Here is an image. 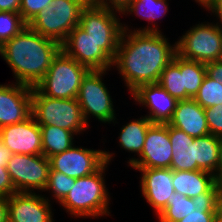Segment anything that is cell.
I'll list each match as a JSON object with an SVG mask.
<instances>
[{"instance_id": "6da1fadb", "label": "cell", "mask_w": 222, "mask_h": 222, "mask_svg": "<svg viewBox=\"0 0 222 222\" xmlns=\"http://www.w3.org/2000/svg\"><path fill=\"white\" fill-rule=\"evenodd\" d=\"M170 39L165 33L123 31L111 75L117 72L129 95L140 85L158 83L177 53L176 38Z\"/></svg>"}, {"instance_id": "7a4b0ae2", "label": "cell", "mask_w": 222, "mask_h": 222, "mask_svg": "<svg viewBox=\"0 0 222 222\" xmlns=\"http://www.w3.org/2000/svg\"><path fill=\"white\" fill-rule=\"evenodd\" d=\"M60 50L58 42L26 26L3 44L2 60L11 68L13 82L36 87Z\"/></svg>"}, {"instance_id": "3957f363", "label": "cell", "mask_w": 222, "mask_h": 222, "mask_svg": "<svg viewBox=\"0 0 222 222\" xmlns=\"http://www.w3.org/2000/svg\"><path fill=\"white\" fill-rule=\"evenodd\" d=\"M109 163H105L95 173L75 179L74 186L65 198L58 204L59 211L67 214L70 220L84 219H106L113 217L111 203L113 195L108 188L106 175L110 168Z\"/></svg>"}, {"instance_id": "277c9868", "label": "cell", "mask_w": 222, "mask_h": 222, "mask_svg": "<svg viewBox=\"0 0 222 222\" xmlns=\"http://www.w3.org/2000/svg\"><path fill=\"white\" fill-rule=\"evenodd\" d=\"M109 72L112 73V70H90L83 78L79 88L76 99L82 110L85 122L90 128L95 127V125L91 126L92 121L100 123L102 128L104 125L106 127L119 115V113H116L120 109L115 107L116 99L113 98L115 96L111 95L115 91L111 92L109 89L112 87H108L109 85L105 82L107 81L106 76H110Z\"/></svg>"}, {"instance_id": "5b68a950", "label": "cell", "mask_w": 222, "mask_h": 222, "mask_svg": "<svg viewBox=\"0 0 222 222\" xmlns=\"http://www.w3.org/2000/svg\"><path fill=\"white\" fill-rule=\"evenodd\" d=\"M31 115L38 125H55L72 131L80 139L92 129L85 122L76 98H50L36 87H32Z\"/></svg>"}, {"instance_id": "8992f818", "label": "cell", "mask_w": 222, "mask_h": 222, "mask_svg": "<svg viewBox=\"0 0 222 222\" xmlns=\"http://www.w3.org/2000/svg\"><path fill=\"white\" fill-rule=\"evenodd\" d=\"M88 3L89 0H53L28 26L61 45L68 34L79 25L82 10Z\"/></svg>"}, {"instance_id": "52a82bcc", "label": "cell", "mask_w": 222, "mask_h": 222, "mask_svg": "<svg viewBox=\"0 0 222 222\" xmlns=\"http://www.w3.org/2000/svg\"><path fill=\"white\" fill-rule=\"evenodd\" d=\"M89 71V68L60 50L52 59L51 66L36 88L50 98H77L82 80Z\"/></svg>"}, {"instance_id": "ba28073f", "label": "cell", "mask_w": 222, "mask_h": 222, "mask_svg": "<svg viewBox=\"0 0 222 222\" xmlns=\"http://www.w3.org/2000/svg\"><path fill=\"white\" fill-rule=\"evenodd\" d=\"M193 24L176 39L177 54L202 63L220 60L221 29L209 17Z\"/></svg>"}, {"instance_id": "9c48e42d", "label": "cell", "mask_w": 222, "mask_h": 222, "mask_svg": "<svg viewBox=\"0 0 222 222\" xmlns=\"http://www.w3.org/2000/svg\"><path fill=\"white\" fill-rule=\"evenodd\" d=\"M121 11L88 3L82 10L79 26L114 60L123 34Z\"/></svg>"}, {"instance_id": "30bf717a", "label": "cell", "mask_w": 222, "mask_h": 222, "mask_svg": "<svg viewBox=\"0 0 222 222\" xmlns=\"http://www.w3.org/2000/svg\"><path fill=\"white\" fill-rule=\"evenodd\" d=\"M79 139L70 149L49 158L50 168L75 179L89 176L98 171L105 163L113 165L117 152L109 148L87 147L81 145ZM78 144V145H77ZM102 147V148H101Z\"/></svg>"}, {"instance_id": "8fae6325", "label": "cell", "mask_w": 222, "mask_h": 222, "mask_svg": "<svg viewBox=\"0 0 222 222\" xmlns=\"http://www.w3.org/2000/svg\"><path fill=\"white\" fill-rule=\"evenodd\" d=\"M6 168L16 192L43 193L50 169V161L43 154H12Z\"/></svg>"}, {"instance_id": "7c38bea8", "label": "cell", "mask_w": 222, "mask_h": 222, "mask_svg": "<svg viewBox=\"0 0 222 222\" xmlns=\"http://www.w3.org/2000/svg\"><path fill=\"white\" fill-rule=\"evenodd\" d=\"M139 172V195L148 204L157 218L166 208L168 198L175 193L172 184L173 170L170 168H130Z\"/></svg>"}, {"instance_id": "4fadbf2b", "label": "cell", "mask_w": 222, "mask_h": 222, "mask_svg": "<svg viewBox=\"0 0 222 222\" xmlns=\"http://www.w3.org/2000/svg\"><path fill=\"white\" fill-rule=\"evenodd\" d=\"M61 50L90 70L112 69L113 60L103 51V43H97L77 25L61 44Z\"/></svg>"}, {"instance_id": "5bb4252c", "label": "cell", "mask_w": 222, "mask_h": 222, "mask_svg": "<svg viewBox=\"0 0 222 222\" xmlns=\"http://www.w3.org/2000/svg\"><path fill=\"white\" fill-rule=\"evenodd\" d=\"M132 104L139 106L152 123L166 124L173 116L178 100L167 93L158 83L140 85L130 97ZM135 102V103H134ZM147 110V111H146Z\"/></svg>"}, {"instance_id": "9a60e30c", "label": "cell", "mask_w": 222, "mask_h": 222, "mask_svg": "<svg viewBox=\"0 0 222 222\" xmlns=\"http://www.w3.org/2000/svg\"><path fill=\"white\" fill-rule=\"evenodd\" d=\"M54 205L42 193L16 192L8 198V222H55Z\"/></svg>"}, {"instance_id": "2e32d148", "label": "cell", "mask_w": 222, "mask_h": 222, "mask_svg": "<svg viewBox=\"0 0 222 222\" xmlns=\"http://www.w3.org/2000/svg\"><path fill=\"white\" fill-rule=\"evenodd\" d=\"M168 123H153L147 130L141 154L129 168H170L172 148Z\"/></svg>"}, {"instance_id": "e0dca14e", "label": "cell", "mask_w": 222, "mask_h": 222, "mask_svg": "<svg viewBox=\"0 0 222 222\" xmlns=\"http://www.w3.org/2000/svg\"><path fill=\"white\" fill-rule=\"evenodd\" d=\"M172 0H134L129 3L122 11V27L123 31H141V32H158V33H166L162 28H164L163 20L165 19L170 9V2ZM133 17L132 20L124 19ZM134 17L137 19H143L144 25L132 24L131 21L134 22ZM162 20V21H161ZM126 21V22H125ZM146 21V23H145ZM130 23V24H129ZM132 24V26H131ZM147 24V25H146ZM134 25V26H133ZM138 25V26H137ZM142 26V27H141Z\"/></svg>"}, {"instance_id": "ac0fdd59", "label": "cell", "mask_w": 222, "mask_h": 222, "mask_svg": "<svg viewBox=\"0 0 222 222\" xmlns=\"http://www.w3.org/2000/svg\"><path fill=\"white\" fill-rule=\"evenodd\" d=\"M9 81L0 82V128L31 115L32 87Z\"/></svg>"}, {"instance_id": "d6986e66", "label": "cell", "mask_w": 222, "mask_h": 222, "mask_svg": "<svg viewBox=\"0 0 222 222\" xmlns=\"http://www.w3.org/2000/svg\"><path fill=\"white\" fill-rule=\"evenodd\" d=\"M0 139L12 154H43L41 129L32 115L22 122L0 128Z\"/></svg>"}, {"instance_id": "ffe728a7", "label": "cell", "mask_w": 222, "mask_h": 222, "mask_svg": "<svg viewBox=\"0 0 222 222\" xmlns=\"http://www.w3.org/2000/svg\"><path fill=\"white\" fill-rule=\"evenodd\" d=\"M131 117L134 116H130L129 117L130 120L127 117L128 121L126 122L125 119V121H122L124 123L120 124L121 121L119 120L120 119L124 120V119H122L123 117L120 118V116L118 115V118H116L111 124L108 125V126L111 125V128L113 126L114 127L118 126L120 128L116 133L118 134L117 135L118 137L115 138L116 139L115 143H117L116 144L118 147L117 149L120 148V151H122V153L123 150L125 151V153L126 152L128 153L129 157H125L126 160L124 161L125 167L127 166V168L141 154L147 130L153 124L145 115L138 116L137 114L136 116L137 118L134 117L131 119Z\"/></svg>"}, {"instance_id": "44dd1931", "label": "cell", "mask_w": 222, "mask_h": 222, "mask_svg": "<svg viewBox=\"0 0 222 222\" xmlns=\"http://www.w3.org/2000/svg\"><path fill=\"white\" fill-rule=\"evenodd\" d=\"M168 124L193 138L210 134L204 108L194 99L179 100Z\"/></svg>"}, {"instance_id": "7402d4cb", "label": "cell", "mask_w": 222, "mask_h": 222, "mask_svg": "<svg viewBox=\"0 0 222 222\" xmlns=\"http://www.w3.org/2000/svg\"><path fill=\"white\" fill-rule=\"evenodd\" d=\"M168 131L172 146L170 169L174 171L197 170V162L194 161V138L169 124Z\"/></svg>"}, {"instance_id": "603a6c76", "label": "cell", "mask_w": 222, "mask_h": 222, "mask_svg": "<svg viewBox=\"0 0 222 222\" xmlns=\"http://www.w3.org/2000/svg\"><path fill=\"white\" fill-rule=\"evenodd\" d=\"M216 182L215 176L206 171L173 170L174 191L189 198L206 193Z\"/></svg>"}, {"instance_id": "cb8c5ba5", "label": "cell", "mask_w": 222, "mask_h": 222, "mask_svg": "<svg viewBox=\"0 0 222 222\" xmlns=\"http://www.w3.org/2000/svg\"><path fill=\"white\" fill-rule=\"evenodd\" d=\"M42 134V150L46 158L70 149L79 138L69 130L55 125H39Z\"/></svg>"}, {"instance_id": "d4e9b609", "label": "cell", "mask_w": 222, "mask_h": 222, "mask_svg": "<svg viewBox=\"0 0 222 222\" xmlns=\"http://www.w3.org/2000/svg\"><path fill=\"white\" fill-rule=\"evenodd\" d=\"M220 138L208 134L194 138V161L197 170L209 172L215 176L219 162Z\"/></svg>"}, {"instance_id": "484cf974", "label": "cell", "mask_w": 222, "mask_h": 222, "mask_svg": "<svg viewBox=\"0 0 222 222\" xmlns=\"http://www.w3.org/2000/svg\"><path fill=\"white\" fill-rule=\"evenodd\" d=\"M172 61L180 68L181 74H183L186 100L193 99L206 76L205 63L185 59L177 53Z\"/></svg>"}, {"instance_id": "4316f807", "label": "cell", "mask_w": 222, "mask_h": 222, "mask_svg": "<svg viewBox=\"0 0 222 222\" xmlns=\"http://www.w3.org/2000/svg\"><path fill=\"white\" fill-rule=\"evenodd\" d=\"M74 183L75 178L50 168L48 182L42 194L49 202L59 204L69 193Z\"/></svg>"}, {"instance_id": "83f0119b", "label": "cell", "mask_w": 222, "mask_h": 222, "mask_svg": "<svg viewBox=\"0 0 222 222\" xmlns=\"http://www.w3.org/2000/svg\"><path fill=\"white\" fill-rule=\"evenodd\" d=\"M195 209L192 198L175 192L168 198V204L156 218V222H178Z\"/></svg>"}, {"instance_id": "f1b7e54d", "label": "cell", "mask_w": 222, "mask_h": 222, "mask_svg": "<svg viewBox=\"0 0 222 222\" xmlns=\"http://www.w3.org/2000/svg\"><path fill=\"white\" fill-rule=\"evenodd\" d=\"M158 84L178 101L186 100L183 74H181L180 68L173 61L161 72Z\"/></svg>"}, {"instance_id": "f546056e", "label": "cell", "mask_w": 222, "mask_h": 222, "mask_svg": "<svg viewBox=\"0 0 222 222\" xmlns=\"http://www.w3.org/2000/svg\"><path fill=\"white\" fill-rule=\"evenodd\" d=\"M204 109L222 104V83L210 78L207 74L202 85L193 98Z\"/></svg>"}, {"instance_id": "4dcf8cb0", "label": "cell", "mask_w": 222, "mask_h": 222, "mask_svg": "<svg viewBox=\"0 0 222 222\" xmlns=\"http://www.w3.org/2000/svg\"><path fill=\"white\" fill-rule=\"evenodd\" d=\"M26 26L28 24L23 20L20 13L0 11V43L3 45Z\"/></svg>"}, {"instance_id": "1f68e13d", "label": "cell", "mask_w": 222, "mask_h": 222, "mask_svg": "<svg viewBox=\"0 0 222 222\" xmlns=\"http://www.w3.org/2000/svg\"><path fill=\"white\" fill-rule=\"evenodd\" d=\"M53 0H21L19 13L28 24L38 13L51 4Z\"/></svg>"}, {"instance_id": "d6a6232c", "label": "cell", "mask_w": 222, "mask_h": 222, "mask_svg": "<svg viewBox=\"0 0 222 222\" xmlns=\"http://www.w3.org/2000/svg\"><path fill=\"white\" fill-rule=\"evenodd\" d=\"M219 189L220 184L216 182L206 193H201L192 198L195 208L217 209Z\"/></svg>"}, {"instance_id": "836d02e7", "label": "cell", "mask_w": 222, "mask_h": 222, "mask_svg": "<svg viewBox=\"0 0 222 222\" xmlns=\"http://www.w3.org/2000/svg\"><path fill=\"white\" fill-rule=\"evenodd\" d=\"M209 132L216 137H222V104L204 109Z\"/></svg>"}, {"instance_id": "e575fe53", "label": "cell", "mask_w": 222, "mask_h": 222, "mask_svg": "<svg viewBox=\"0 0 222 222\" xmlns=\"http://www.w3.org/2000/svg\"><path fill=\"white\" fill-rule=\"evenodd\" d=\"M217 209H198L187 214L178 222H215Z\"/></svg>"}, {"instance_id": "d590c367", "label": "cell", "mask_w": 222, "mask_h": 222, "mask_svg": "<svg viewBox=\"0 0 222 222\" xmlns=\"http://www.w3.org/2000/svg\"><path fill=\"white\" fill-rule=\"evenodd\" d=\"M16 193L6 166L0 164V196L9 198Z\"/></svg>"}, {"instance_id": "8d00e7d4", "label": "cell", "mask_w": 222, "mask_h": 222, "mask_svg": "<svg viewBox=\"0 0 222 222\" xmlns=\"http://www.w3.org/2000/svg\"><path fill=\"white\" fill-rule=\"evenodd\" d=\"M206 12L207 17L220 28L222 29V0H212L202 12ZM210 15V16H209ZM213 18V19H212Z\"/></svg>"}, {"instance_id": "74e56055", "label": "cell", "mask_w": 222, "mask_h": 222, "mask_svg": "<svg viewBox=\"0 0 222 222\" xmlns=\"http://www.w3.org/2000/svg\"><path fill=\"white\" fill-rule=\"evenodd\" d=\"M132 1L134 0H89L90 3L95 5L115 9L118 11H122Z\"/></svg>"}, {"instance_id": "f35d334b", "label": "cell", "mask_w": 222, "mask_h": 222, "mask_svg": "<svg viewBox=\"0 0 222 222\" xmlns=\"http://www.w3.org/2000/svg\"><path fill=\"white\" fill-rule=\"evenodd\" d=\"M206 74L220 83H222V60H216L205 63Z\"/></svg>"}, {"instance_id": "ab89813d", "label": "cell", "mask_w": 222, "mask_h": 222, "mask_svg": "<svg viewBox=\"0 0 222 222\" xmlns=\"http://www.w3.org/2000/svg\"><path fill=\"white\" fill-rule=\"evenodd\" d=\"M21 0H0V11L19 13Z\"/></svg>"}, {"instance_id": "60d3db41", "label": "cell", "mask_w": 222, "mask_h": 222, "mask_svg": "<svg viewBox=\"0 0 222 222\" xmlns=\"http://www.w3.org/2000/svg\"><path fill=\"white\" fill-rule=\"evenodd\" d=\"M0 222H8V198L0 196Z\"/></svg>"}, {"instance_id": "b9f144b4", "label": "cell", "mask_w": 222, "mask_h": 222, "mask_svg": "<svg viewBox=\"0 0 222 222\" xmlns=\"http://www.w3.org/2000/svg\"><path fill=\"white\" fill-rule=\"evenodd\" d=\"M11 155L12 153L10 150L3 144L2 140L0 139V164L2 166H6Z\"/></svg>"}, {"instance_id": "7bdbcfd3", "label": "cell", "mask_w": 222, "mask_h": 222, "mask_svg": "<svg viewBox=\"0 0 222 222\" xmlns=\"http://www.w3.org/2000/svg\"><path fill=\"white\" fill-rule=\"evenodd\" d=\"M215 179L217 183L222 184V137L220 138L219 162L215 172Z\"/></svg>"}, {"instance_id": "ee69618b", "label": "cell", "mask_w": 222, "mask_h": 222, "mask_svg": "<svg viewBox=\"0 0 222 222\" xmlns=\"http://www.w3.org/2000/svg\"><path fill=\"white\" fill-rule=\"evenodd\" d=\"M215 222H222V184H220V189L218 192V206Z\"/></svg>"}, {"instance_id": "f6af8a7d", "label": "cell", "mask_w": 222, "mask_h": 222, "mask_svg": "<svg viewBox=\"0 0 222 222\" xmlns=\"http://www.w3.org/2000/svg\"><path fill=\"white\" fill-rule=\"evenodd\" d=\"M194 3L193 4H197L198 8H200L201 10L204 9L212 0H192Z\"/></svg>"}, {"instance_id": "bcb514c9", "label": "cell", "mask_w": 222, "mask_h": 222, "mask_svg": "<svg viewBox=\"0 0 222 222\" xmlns=\"http://www.w3.org/2000/svg\"><path fill=\"white\" fill-rule=\"evenodd\" d=\"M2 49H3V45L0 43V58L2 59Z\"/></svg>"}, {"instance_id": "7dc6e473", "label": "cell", "mask_w": 222, "mask_h": 222, "mask_svg": "<svg viewBox=\"0 0 222 222\" xmlns=\"http://www.w3.org/2000/svg\"><path fill=\"white\" fill-rule=\"evenodd\" d=\"M221 40H222V29H221ZM220 60H222V49H221Z\"/></svg>"}]
</instances>
